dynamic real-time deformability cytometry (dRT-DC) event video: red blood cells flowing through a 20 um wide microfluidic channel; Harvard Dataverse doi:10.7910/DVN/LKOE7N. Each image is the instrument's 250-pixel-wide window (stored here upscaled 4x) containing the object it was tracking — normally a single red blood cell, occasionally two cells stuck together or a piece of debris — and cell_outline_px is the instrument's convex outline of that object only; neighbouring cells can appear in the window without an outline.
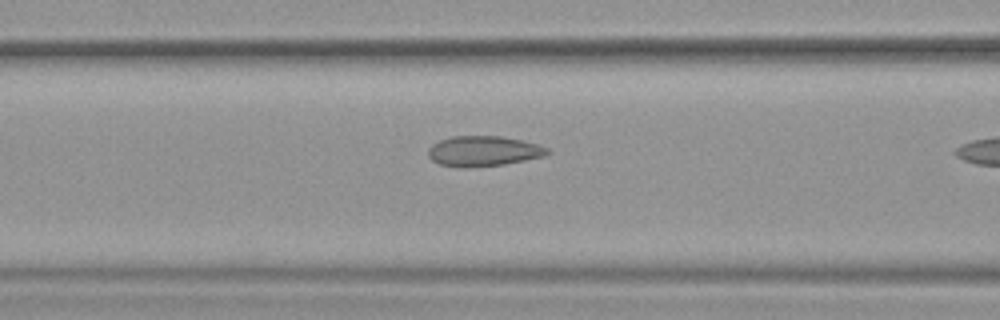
{"species": "common noctule bat (a hibernating species)", "species_latin": "Nyctalus noctula", "temperature_condition": "warm", "stored_images_in_passage": 11, "camera_frame_rate_fps": 3000, "um_per_image_px": 0.085, "animal": {"sex": "female", "body_mass_g": 19.9}, "frame": {"image": 1, "passage_image": 10, "time_ms": 3.0, "image_size_px": [1000, 320], "cell_outline_px": [[552, 152], [544, 156], [504, 164], [464, 168], [460, 168], [440, 164], [432, 160], [428, 156], [428, 148], [432, 144], [440, 140], [452, 136], [500, 136], [540, 144], [548, 148]], "centroid_in_image_um": [41.09, 12.84], "position_along_channel_um": 125.5, "area_um2": 21.1}}